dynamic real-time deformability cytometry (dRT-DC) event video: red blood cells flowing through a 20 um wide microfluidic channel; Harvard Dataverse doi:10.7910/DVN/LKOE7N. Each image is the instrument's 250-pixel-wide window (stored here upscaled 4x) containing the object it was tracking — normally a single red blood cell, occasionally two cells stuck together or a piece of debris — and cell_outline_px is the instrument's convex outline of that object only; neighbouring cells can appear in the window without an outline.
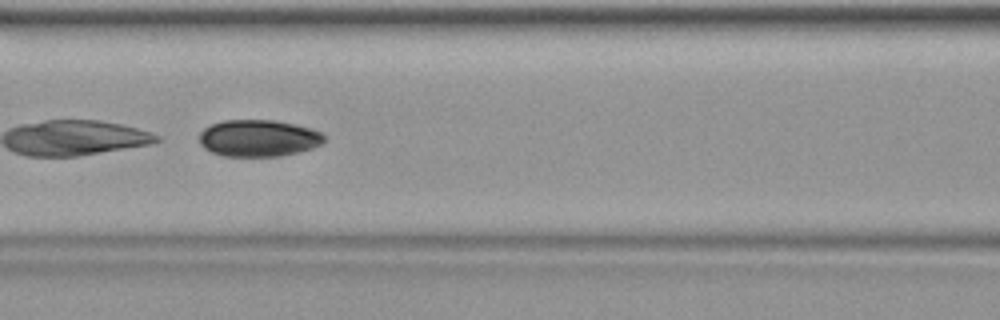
{"species": "common noctule bat (a hibernating species)", "species_latin": "Nyctalus noctula", "temperature_condition": "warm", "stored_images_in_passage": 30, "camera_frame_rate_fps": 3000, "um_per_image_px": 0.085, "animal": {"sex": "female", "body_mass_g": 19.9}, "frame": {"image": 1, "passage_image": 9, "time_ms": 2.667, "image_size_px": [1000, 320], "cell_outline_px": [[324, 140], [320, 144], [312, 148], [280, 156], [224, 156], [212, 152], [204, 148], [200, 144], [200, 132], [204, 128], [212, 124], [224, 120], [276, 120], [296, 124], [312, 128], [320, 132], [324, 136]], "centroid_in_image_um": [21.96, 11.73], "position_along_channel_um": 144.6, "area_um2": 26.76}}